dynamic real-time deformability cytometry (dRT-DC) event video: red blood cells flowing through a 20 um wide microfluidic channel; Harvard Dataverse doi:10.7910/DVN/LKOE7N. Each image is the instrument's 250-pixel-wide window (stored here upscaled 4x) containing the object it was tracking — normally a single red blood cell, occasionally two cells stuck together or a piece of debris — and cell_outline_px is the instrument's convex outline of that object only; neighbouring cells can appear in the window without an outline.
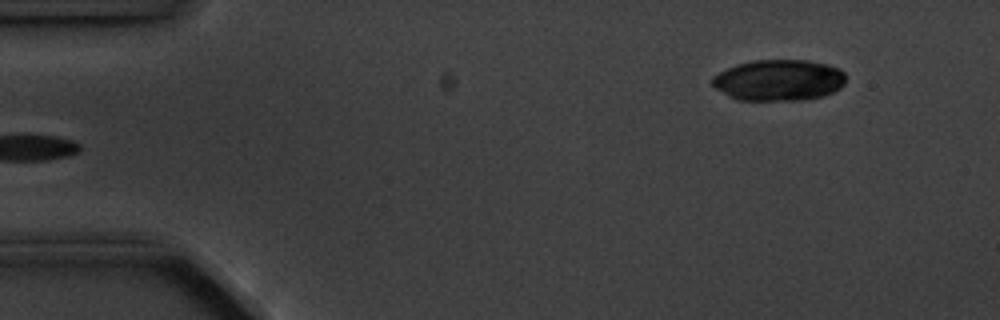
{"species": "common noctule bat (a hibernating species)", "species_latin": "Nyctalus noctula", "temperature_condition": "cold", "stored_images_in_passage": 6, "camera_frame_rate_fps": 3000, "um_per_image_px": 0.085, "animal": {"sex": "male", "body_mass_g": 20.1, "forearm_length_mm": 53.5}, "frame": {"image": 1, "passage_image": 6, "time_ms": 6.667, "image_size_px": [1000, 320], "cell_outline_px": [[844, 84], [840, 88], [824, 96], [804, 100], [736, 100], [728, 96], [716, 88], [712, 84], [712, 76], [736, 64], [752, 60], [808, 60], [828, 64], [840, 68], [844, 72]], "centroid_in_image_um": [66.2, 6.81], "position_along_channel_um": 18.8, "area_um2": 32.25}}